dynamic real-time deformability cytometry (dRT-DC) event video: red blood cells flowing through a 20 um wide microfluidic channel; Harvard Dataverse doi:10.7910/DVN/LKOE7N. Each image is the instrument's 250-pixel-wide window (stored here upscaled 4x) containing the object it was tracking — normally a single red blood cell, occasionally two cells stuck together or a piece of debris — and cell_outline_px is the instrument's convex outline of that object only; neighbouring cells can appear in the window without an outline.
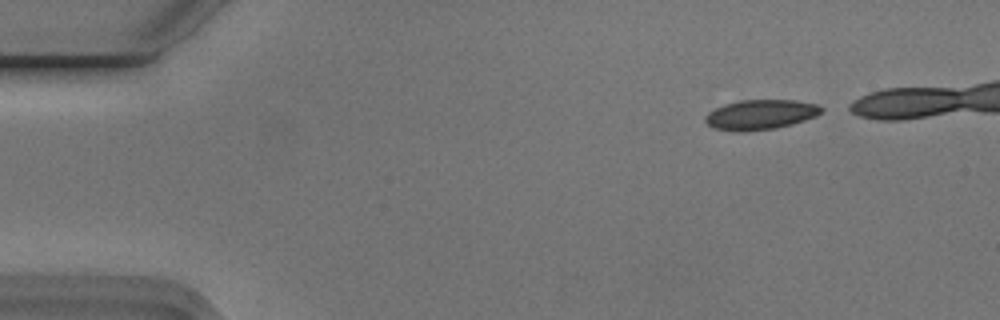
{"species": "Egyptian fruit bat (a non-hibernating species)", "species_latin": "Rousettus aegyptiacus", "temperature_condition": "cold", "stored_images_in_passage": 10, "segment_of_instrument_passage": [1, 2], "camera_frame_rate_fps": 3000, "um_per_image_px": 0.085, "animal": {"sex": "male"}, "frame": {"image": 1, "passage_image": 1, "time_ms": 0.0, "image_size_px": [1000, 320], "cell_outline_px": [[824, 108], [816, 116], [792, 124], [776, 128], [740, 132], [736, 132], [716, 128], [708, 124], [704, 120], [704, 116], [708, 112], [724, 104], [740, 100], [796, 100], [820, 104]], "centroid_in_image_um": [64.65, 9.73], "position_along_channel_um": 20.3, "area_um2": 20.29}}
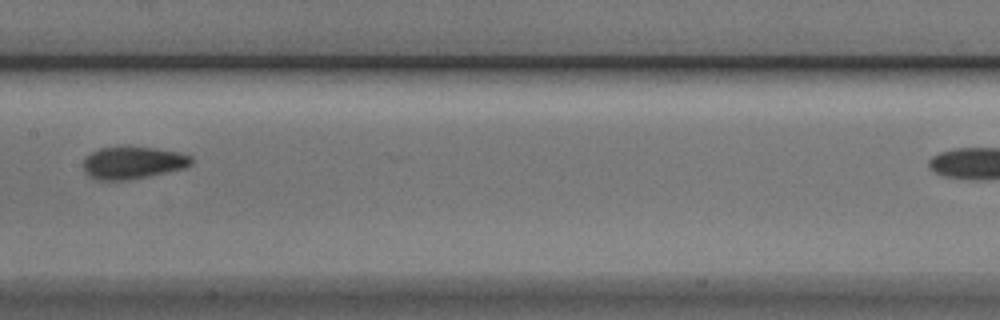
{"frame": {"image": 2, "passage_image": 7, "time_ms": 2.0, "image_size_px": [1000, 320], "cell_outline_px": [[192, 164], [184, 168], [128, 180], [100, 180], [88, 176], [84, 172], [84, 160], [92, 152], [100, 148], [156, 148], [180, 152], [192, 156]], "centroid_in_image_um": [11.31, 13.85], "position_along_channel_um": 196.1, "area_um2": 19.94}}
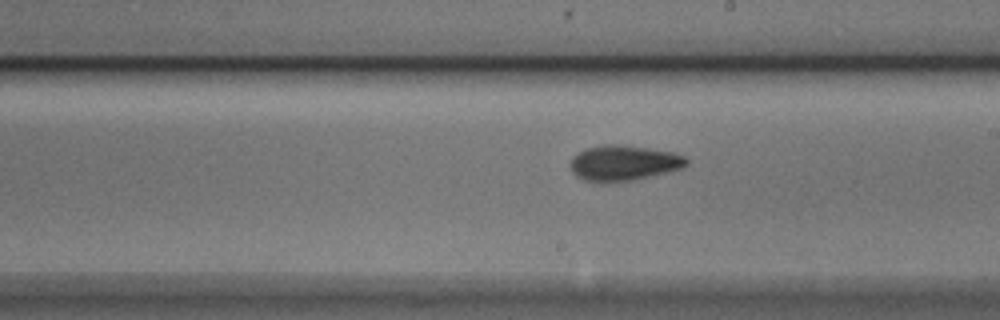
{"frame": {"image": 3, "passage_image": 9, "time_ms": 2.667, "image_size_px": [1000, 320], "cell_outline_px": [[688, 164], [684, 168], [636, 180], [584, 180], [576, 176], [572, 172], [572, 156], [588, 148], [604, 144], [624, 144], [672, 152], [684, 156], [688, 160]], "centroid_in_image_um": [53.08, 13.83], "position_along_channel_um": 235.9, "area_um2": 23.58}}